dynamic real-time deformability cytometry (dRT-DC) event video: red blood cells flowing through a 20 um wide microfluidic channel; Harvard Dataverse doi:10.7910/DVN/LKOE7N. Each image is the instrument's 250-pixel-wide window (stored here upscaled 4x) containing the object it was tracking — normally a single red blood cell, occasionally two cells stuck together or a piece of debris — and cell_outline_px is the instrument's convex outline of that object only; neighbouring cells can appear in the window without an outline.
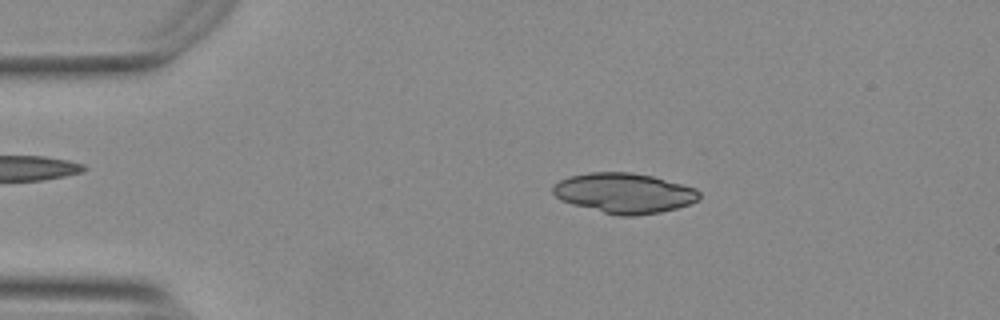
{"species": "Egyptian fruit bat (a non-hibernating species)", "species_latin": "Rousettus aegyptiacus", "temperature_condition": "warm", "stored_images_in_passage": 53, "camera_frame_rate_fps": 3000, "um_per_image_px": 0.085, "animal": {"sex": "female"}, "frame": {"image": 1, "passage_image": 10, "time_ms": 3.0, "image_size_px": [1000, 320], "cell_outline_px": [[700, 196], [696, 200], [688, 204], [676, 208], [660, 212], [632, 216], [616, 216], [572, 204], [560, 200], [552, 192], [552, 188], [560, 180], [572, 176], [588, 172], [632, 172], [652, 176], [696, 188], [700, 192]], "centroid_in_image_um": [53.04, 16.41], "position_along_channel_um": 32.0, "area_um2": 34.04}}